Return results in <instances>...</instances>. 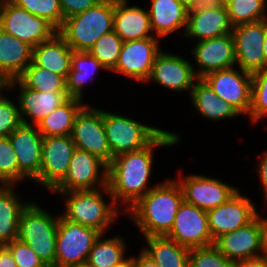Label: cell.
<instances>
[{
	"label": "cell",
	"instance_id": "obj_1",
	"mask_svg": "<svg viewBox=\"0 0 267 267\" xmlns=\"http://www.w3.org/2000/svg\"><path fill=\"white\" fill-rule=\"evenodd\" d=\"M181 137L163 130L148 146L115 156L107 168V186L103 191L117 203L121 200L126 211L153 187H148L153 162V148L173 146L179 143ZM148 187V188H147Z\"/></svg>",
	"mask_w": 267,
	"mask_h": 267
},
{
	"label": "cell",
	"instance_id": "obj_2",
	"mask_svg": "<svg viewBox=\"0 0 267 267\" xmlns=\"http://www.w3.org/2000/svg\"><path fill=\"white\" fill-rule=\"evenodd\" d=\"M183 192L176 180L156 184L127 211L143 236H166L183 202Z\"/></svg>",
	"mask_w": 267,
	"mask_h": 267
},
{
	"label": "cell",
	"instance_id": "obj_3",
	"mask_svg": "<svg viewBox=\"0 0 267 267\" xmlns=\"http://www.w3.org/2000/svg\"><path fill=\"white\" fill-rule=\"evenodd\" d=\"M114 0H101L82 13L64 19L57 33L73 51H88L105 33L113 30Z\"/></svg>",
	"mask_w": 267,
	"mask_h": 267
},
{
	"label": "cell",
	"instance_id": "obj_4",
	"mask_svg": "<svg viewBox=\"0 0 267 267\" xmlns=\"http://www.w3.org/2000/svg\"><path fill=\"white\" fill-rule=\"evenodd\" d=\"M59 216L29 203L21 212L18 239L28 244L46 267H55L56 237Z\"/></svg>",
	"mask_w": 267,
	"mask_h": 267
},
{
	"label": "cell",
	"instance_id": "obj_5",
	"mask_svg": "<svg viewBox=\"0 0 267 267\" xmlns=\"http://www.w3.org/2000/svg\"><path fill=\"white\" fill-rule=\"evenodd\" d=\"M99 188L59 192L65 196L66 209L63 217L82 226L94 228L105 234L119 214L115 202L107 204ZM115 205V206H114Z\"/></svg>",
	"mask_w": 267,
	"mask_h": 267
},
{
	"label": "cell",
	"instance_id": "obj_6",
	"mask_svg": "<svg viewBox=\"0 0 267 267\" xmlns=\"http://www.w3.org/2000/svg\"><path fill=\"white\" fill-rule=\"evenodd\" d=\"M103 126L113 157L145 148L163 131L104 110Z\"/></svg>",
	"mask_w": 267,
	"mask_h": 267
},
{
	"label": "cell",
	"instance_id": "obj_7",
	"mask_svg": "<svg viewBox=\"0 0 267 267\" xmlns=\"http://www.w3.org/2000/svg\"><path fill=\"white\" fill-rule=\"evenodd\" d=\"M0 28L32 47L57 33V29L46 19L29 13L10 0H0Z\"/></svg>",
	"mask_w": 267,
	"mask_h": 267
},
{
	"label": "cell",
	"instance_id": "obj_8",
	"mask_svg": "<svg viewBox=\"0 0 267 267\" xmlns=\"http://www.w3.org/2000/svg\"><path fill=\"white\" fill-rule=\"evenodd\" d=\"M94 228L82 226L59 216L55 267L87 262L94 242L100 236Z\"/></svg>",
	"mask_w": 267,
	"mask_h": 267
},
{
	"label": "cell",
	"instance_id": "obj_9",
	"mask_svg": "<svg viewBox=\"0 0 267 267\" xmlns=\"http://www.w3.org/2000/svg\"><path fill=\"white\" fill-rule=\"evenodd\" d=\"M71 137L77 149L97 156L107 165L114 158L103 126V110L85 105L75 118Z\"/></svg>",
	"mask_w": 267,
	"mask_h": 267
},
{
	"label": "cell",
	"instance_id": "obj_10",
	"mask_svg": "<svg viewBox=\"0 0 267 267\" xmlns=\"http://www.w3.org/2000/svg\"><path fill=\"white\" fill-rule=\"evenodd\" d=\"M75 149L71 135L43 137L40 173L33 181L52 191L66 176Z\"/></svg>",
	"mask_w": 267,
	"mask_h": 267
},
{
	"label": "cell",
	"instance_id": "obj_11",
	"mask_svg": "<svg viewBox=\"0 0 267 267\" xmlns=\"http://www.w3.org/2000/svg\"><path fill=\"white\" fill-rule=\"evenodd\" d=\"M215 94L240 114L249 116L252 95V74L234 67L213 71L202 78Z\"/></svg>",
	"mask_w": 267,
	"mask_h": 267
},
{
	"label": "cell",
	"instance_id": "obj_12",
	"mask_svg": "<svg viewBox=\"0 0 267 267\" xmlns=\"http://www.w3.org/2000/svg\"><path fill=\"white\" fill-rule=\"evenodd\" d=\"M189 249L214 244L209 230L207 211L183 200L174 224L166 235Z\"/></svg>",
	"mask_w": 267,
	"mask_h": 267
},
{
	"label": "cell",
	"instance_id": "obj_13",
	"mask_svg": "<svg viewBox=\"0 0 267 267\" xmlns=\"http://www.w3.org/2000/svg\"><path fill=\"white\" fill-rule=\"evenodd\" d=\"M100 168L103 173L100 175ZM108 165L97 156L86 151L75 149L69 169L64 179L52 190V192H69L79 189L97 188L107 186Z\"/></svg>",
	"mask_w": 267,
	"mask_h": 267
},
{
	"label": "cell",
	"instance_id": "obj_14",
	"mask_svg": "<svg viewBox=\"0 0 267 267\" xmlns=\"http://www.w3.org/2000/svg\"><path fill=\"white\" fill-rule=\"evenodd\" d=\"M178 180L184 201L207 212L224 204L239 191L219 179L204 175H189Z\"/></svg>",
	"mask_w": 267,
	"mask_h": 267
},
{
	"label": "cell",
	"instance_id": "obj_15",
	"mask_svg": "<svg viewBox=\"0 0 267 267\" xmlns=\"http://www.w3.org/2000/svg\"><path fill=\"white\" fill-rule=\"evenodd\" d=\"M266 34V19L233 26L236 64L239 69L251 74L264 70L263 43Z\"/></svg>",
	"mask_w": 267,
	"mask_h": 267
},
{
	"label": "cell",
	"instance_id": "obj_16",
	"mask_svg": "<svg viewBox=\"0 0 267 267\" xmlns=\"http://www.w3.org/2000/svg\"><path fill=\"white\" fill-rule=\"evenodd\" d=\"M156 37L123 42L116 67L112 70L137 81L150 77L156 55L160 52Z\"/></svg>",
	"mask_w": 267,
	"mask_h": 267
},
{
	"label": "cell",
	"instance_id": "obj_17",
	"mask_svg": "<svg viewBox=\"0 0 267 267\" xmlns=\"http://www.w3.org/2000/svg\"><path fill=\"white\" fill-rule=\"evenodd\" d=\"M257 213L251 200L238 191L227 202L207 212L213 241L225 233L249 224L256 218Z\"/></svg>",
	"mask_w": 267,
	"mask_h": 267
},
{
	"label": "cell",
	"instance_id": "obj_18",
	"mask_svg": "<svg viewBox=\"0 0 267 267\" xmlns=\"http://www.w3.org/2000/svg\"><path fill=\"white\" fill-rule=\"evenodd\" d=\"M36 128V129H35ZM18 161V182L40 173L43 136L33 125H19L9 136Z\"/></svg>",
	"mask_w": 267,
	"mask_h": 267
},
{
	"label": "cell",
	"instance_id": "obj_19",
	"mask_svg": "<svg viewBox=\"0 0 267 267\" xmlns=\"http://www.w3.org/2000/svg\"><path fill=\"white\" fill-rule=\"evenodd\" d=\"M195 62L200 70H194L198 78L236 64L235 43L232 34L204 39L197 42L192 50Z\"/></svg>",
	"mask_w": 267,
	"mask_h": 267
},
{
	"label": "cell",
	"instance_id": "obj_20",
	"mask_svg": "<svg viewBox=\"0 0 267 267\" xmlns=\"http://www.w3.org/2000/svg\"><path fill=\"white\" fill-rule=\"evenodd\" d=\"M177 54L160 51L154 60L149 80L174 91H185L194 87V80L199 78L195 74L193 65Z\"/></svg>",
	"mask_w": 267,
	"mask_h": 267
},
{
	"label": "cell",
	"instance_id": "obj_21",
	"mask_svg": "<svg viewBox=\"0 0 267 267\" xmlns=\"http://www.w3.org/2000/svg\"><path fill=\"white\" fill-rule=\"evenodd\" d=\"M18 84L20 92L17 97L22 124L33 125L25 117L37 126L41 120L47 117L57 107L66 102L70 96L67 92H40L28 88L19 78L7 82L8 88L13 89Z\"/></svg>",
	"mask_w": 267,
	"mask_h": 267
},
{
	"label": "cell",
	"instance_id": "obj_22",
	"mask_svg": "<svg viewBox=\"0 0 267 267\" xmlns=\"http://www.w3.org/2000/svg\"><path fill=\"white\" fill-rule=\"evenodd\" d=\"M259 213L249 224L225 233L214 241L221 254L234 263L262 256Z\"/></svg>",
	"mask_w": 267,
	"mask_h": 267
},
{
	"label": "cell",
	"instance_id": "obj_23",
	"mask_svg": "<svg viewBox=\"0 0 267 267\" xmlns=\"http://www.w3.org/2000/svg\"><path fill=\"white\" fill-rule=\"evenodd\" d=\"M127 0H114L113 30L123 42L157 37L152 32L148 10L128 6Z\"/></svg>",
	"mask_w": 267,
	"mask_h": 267
},
{
	"label": "cell",
	"instance_id": "obj_24",
	"mask_svg": "<svg viewBox=\"0 0 267 267\" xmlns=\"http://www.w3.org/2000/svg\"><path fill=\"white\" fill-rule=\"evenodd\" d=\"M232 30L233 25L225 6L206 11L190 10L184 36L196 37L200 41L232 34Z\"/></svg>",
	"mask_w": 267,
	"mask_h": 267
},
{
	"label": "cell",
	"instance_id": "obj_25",
	"mask_svg": "<svg viewBox=\"0 0 267 267\" xmlns=\"http://www.w3.org/2000/svg\"><path fill=\"white\" fill-rule=\"evenodd\" d=\"M33 47L0 28V76L18 79L32 62Z\"/></svg>",
	"mask_w": 267,
	"mask_h": 267
},
{
	"label": "cell",
	"instance_id": "obj_26",
	"mask_svg": "<svg viewBox=\"0 0 267 267\" xmlns=\"http://www.w3.org/2000/svg\"><path fill=\"white\" fill-rule=\"evenodd\" d=\"M72 53L71 47L56 33L49 40L33 47L32 62L36 66L45 68L67 79L71 69Z\"/></svg>",
	"mask_w": 267,
	"mask_h": 267
},
{
	"label": "cell",
	"instance_id": "obj_27",
	"mask_svg": "<svg viewBox=\"0 0 267 267\" xmlns=\"http://www.w3.org/2000/svg\"><path fill=\"white\" fill-rule=\"evenodd\" d=\"M149 12L152 32L157 37L187 27L188 10L178 0H151Z\"/></svg>",
	"mask_w": 267,
	"mask_h": 267
},
{
	"label": "cell",
	"instance_id": "obj_28",
	"mask_svg": "<svg viewBox=\"0 0 267 267\" xmlns=\"http://www.w3.org/2000/svg\"><path fill=\"white\" fill-rule=\"evenodd\" d=\"M14 185H0V246L18 239L21 212L29 202L20 203Z\"/></svg>",
	"mask_w": 267,
	"mask_h": 267
},
{
	"label": "cell",
	"instance_id": "obj_29",
	"mask_svg": "<svg viewBox=\"0 0 267 267\" xmlns=\"http://www.w3.org/2000/svg\"><path fill=\"white\" fill-rule=\"evenodd\" d=\"M190 96L195 109L205 118L215 121L240 115L229 103L219 98L202 78L196 80Z\"/></svg>",
	"mask_w": 267,
	"mask_h": 267
},
{
	"label": "cell",
	"instance_id": "obj_30",
	"mask_svg": "<svg viewBox=\"0 0 267 267\" xmlns=\"http://www.w3.org/2000/svg\"><path fill=\"white\" fill-rule=\"evenodd\" d=\"M144 238L148 246L143 251L159 267H189V248L165 235Z\"/></svg>",
	"mask_w": 267,
	"mask_h": 267
},
{
	"label": "cell",
	"instance_id": "obj_31",
	"mask_svg": "<svg viewBox=\"0 0 267 267\" xmlns=\"http://www.w3.org/2000/svg\"><path fill=\"white\" fill-rule=\"evenodd\" d=\"M86 104L82 99L70 97L36 126L43 137L71 135L77 114Z\"/></svg>",
	"mask_w": 267,
	"mask_h": 267
},
{
	"label": "cell",
	"instance_id": "obj_32",
	"mask_svg": "<svg viewBox=\"0 0 267 267\" xmlns=\"http://www.w3.org/2000/svg\"><path fill=\"white\" fill-rule=\"evenodd\" d=\"M106 68L88 51H73L71 69L67 77V94L70 97L83 99L82 90L87 79H91L97 70Z\"/></svg>",
	"mask_w": 267,
	"mask_h": 267
},
{
	"label": "cell",
	"instance_id": "obj_33",
	"mask_svg": "<svg viewBox=\"0 0 267 267\" xmlns=\"http://www.w3.org/2000/svg\"><path fill=\"white\" fill-rule=\"evenodd\" d=\"M102 234L96 239L90 250L87 264L89 267H112L125 257L124 239L113 237L102 239Z\"/></svg>",
	"mask_w": 267,
	"mask_h": 267
},
{
	"label": "cell",
	"instance_id": "obj_34",
	"mask_svg": "<svg viewBox=\"0 0 267 267\" xmlns=\"http://www.w3.org/2000/svg\"><path fill=\"white\" fill-rule=\"evenodd\" d=\"M19 79L28 87L40 92H67V80L64 76L36 66L33 62Z\"/></svg>",
	"mask_w": 267,
	"mask_h": 267
},
{
	"label": "cell",
	"instance_id": "obj_35",
	"mask_svg": "<svg viewBox=\"0 0 267 267\" xmlns=\"http://www.w3.org/2000/svg\"><path fill=\"white\" fill-rule=\"evenodd\" d=\"M226 8L233 26L267 19L266 0H230Z\"/></svg>",
	"mask_w": 267,
	"mask_h": 267
},
{
	"label": "cell",
	"instance_id": "obj_36",
	"mask_svg": "<svg viewBox=\"0 0 267 267\" xmlns=\"http://www.w3.org/2000/svg\"><path fill=\"white\" fill-rule=\"evenodd\" d=\"M123 46L122 39L114 30L103 34L88 50L107 70L116 67Z\"/></svg>",
	"mask_w": 267,
	"mask_h": 267
},
{
	"label": "cell",
	"instance_id": "obj_37",
	"mask_svg": "<svg viewBox=\"0 0 267 267\" xmlns=\"http://www.w3.org/2000/svg\"><path fill=\"white\" fill-rule=\"evenodd\" d=\"M29 13L46 19L57 30L63 24L64 18L59 0H10Z\"/></svg>",
	"mask_w": 267,
	"mask_h": 267
},
{
	"label": "cell",
	"instance_id": "obj_38",
	"mask_svg": "<svg viewBox=\"0 0 267 267\" xmlns=\"http://www.w3.org/2000/svg\"><path fill=\"white\" fill-rule=\"evenodd\" d=\"M265 115H267V69L252 74L249 118L256 123Z\"/></svg>",
	"mask_w": 267,
	"mask_h": 267
},
{
	"label": "cell",
	"instance_id": "obj_39",
	"mask_svg": "<svg viewBox=\"0 0 267 267\" xmlns=\"http://www.w3.org/2000/svg\"><path fill=\"white\" fill-rule=\"evenodd\" d=\"M0 183L15 185L18 183V161L9 137H0Z\"/></svg>",
	"mask_w": 267,
	"mask_h": 267
},
{
	"label": "cell",
	"instance_id": "obj_40",
	"mask_svg": "<svg viewBox=\"0 0 267 267\" xmlns=\"http://www.w3.org/2000/svg\"><path fill=\"white\" fill-rule=\"evenodd\" d=\"M189 267H234V262L227 259L212 244L205 247L191 248L189 252Z\"/></svg>",
	"mask_w": 267,
	"mask_h": 267
},
{
	"label": "cell",
	"instance_id": "obj_41",
	"mask_svg": "<svg viewBox=\"0 0 267 267\" xmlns=\"http://www.w3.org/2000/svg\"><path fill=\"white\" fill-rule=\"evenodd\" d=\"M8 97L0 98V137H9L22 124L19 107Z\"/></svg>",
	"mask_w": 267,
	"mask_h": 267
},
{
	"label": "cell",
	"instance_id": "obj_42",
	"mask_svg": "<svg viewBox=\"0 0 267 267\" xmlns=\"http://www.w3.org/2000/svg\"><path fill=\"white\" fill-rule=\"evenodd\" d=\"M4 246L11 252L17 267H46L33 249L19 239Z\"/></svg>",
	"mask_w": 267,
	"mask_h": 267
},
{
	"label": "cell",
	"instance_id": "obj_43",
	"mask_svg": "<svg viewBox=\"0 0 267 267\" xmlns=\"http://www.w3.org/2000/svg\"><path fill=\"white\" fill-rule=\"evenodd\" d=\"M100 1L101 0H59L64 19L82 13Z\"/></svg>",
	"mask_w": 267,
	"mask_h": 267
},
{
	"label": "cell",
	"instance_id": "obj_44",
	"mask_svg": "<svg viewBox=\"0 0 267 267\" xmlns=\"http://www.w3.org/2000/svg\"><path fill=\"white\" fill-rule=\"evenodd\" d=\"M234 267H267V257L262 255L255 258L243 259L235 262Z\"/></svg>",
	"mask_w": 267,
	"mask_h": 267
},
{
	"label": "cell",
	"instance_id": "obj_45",
	"mask_svg": "<svg viewBox=\"0 0 267 267\" xmlns=\"http://www.w3.org/2000/svg\"><path fill=\"white\" fill-rule=\"evenodd\" d=\"M258 165V174H260V180L262 182L263 190H264V198L267 201V150L264 153L263 157L260 159Z\"/></svg>",
	"mask_w": 267,
	"mask_h": 267
},
{
	"label": "cell",
	"instance_id": "obj_46",
	"mask_svg": "<svg viewBox=\"0 0 267 267\" xmlns=\"http://www.w3.org/2000/svg\"><path fill=\"white\" fill-rule=\"evenodd\" d=\"M224 7L223 0H197L192 10L206 11Z\"/></svg>",
	"mask_w": 267,
	"mask_h": 267
},
{
	"label": "cell",
	"instance_id": "obj_47",
	"mask_svg": "<svg viewBox=\"0 0 267 267\" xmlns=\"http://www.w3.org/2000/svg\"><path fill=\"white\" fill-rule=\"evenodd\" d=\"M0 267H17L11 252L4 245L0 246Z\"/></svg>",
	"mask_w": 267,
	"mask_h": 267
},
{
	"label": "cell",
	"instance_id": "obj_48",
	"mask_svg": "<svg viewBox=\"0 0 267 267\" xmlns=\"http://www.w3.org/2000/svg\"><path fill=\"white\" fill-rule=\"evenodd\" d=\"M259 227L261 232L262 255L267 257V218L259 215Z\"/></svg>",
	"mask_w": 267,
	"mask_h": 267
},
{
	"label": "cell",
	"instance_id": "obj_49",
	"mask_svg": "<svg viewBox=\"0 0 267 267\" xmlns=\"http://www.w3.org/2000/svg\"><path fill=\"white\" fill-rule=\"evenodd\" d=\"M134 267H159L143 250L134 257Z\"/></svg>",
	"mask_w": 267,
	"mask_h": 267
},
{
	"label": "cell",
	"instance_id": "obj_50",
	"mask_svg": "<svg viewBox=\"0 0 267 267\" xmlns=\"http://www.w3.org/2000/svg\"><path fill=\"white\" fill-rule=\"evenodd\" d=\"M112 267H134V256L123 259L120 263L115 264Z\"/></svg>",
	"mask_w": 267,
	"mask_h": 267
},
{
	"label": "cell",
	"instance_id": "obj_51",
	"mask_svg": "<svg viewBox=\"0 0 267 267\" xmlns=\"http://www.w3.org/2000/svg\"><path fill=\"white\" fill-rule=\"evenodd\" d=\"M188 11L192 10L197 0H178Z\"/></svg>",
	"mask_w": 267,
	"mask_h": 267
},
{
	"label": "cell",
	"instance_id": "obj_52",
	"mask_svg": "<svg viewBox=\"0 0 267 267\" xmlns=\"http://www.w3.org/2000/svg\"><path fill=\"white\" fill-rule=\"evenodd\" d=\"M263 56H264V69H267V19H266V34H265V40L263 43Z\"/></svg>",
	"mask_w": 267,
	"mask_h": 267
},
{
	"label": "cell",
	"instance_id": "obj_53",
	"mask_svg": "<svg viewBox=\"0 0 267 267\" xmlns=\"http://www.w3.org/2000/svg\"><path fill=\"white\" fill-rule=\"evenodd\" d=\"M61 267H89V266L86 262H84V263L66 265V266H61Z\"/></svg>",
	"mask_w": 267,
	"mask_h": 267
},
{
	"label": "cell",
	"instance_id": "obj_54",
	"mask_svg": "<svg viewBox=\"0 0 267 267\" xmlns=\"http://www.w3.org/2000/svg\"><path fill=\"white\" fill-rule=\"evenodd\" d=\"M4 88L7 90H9V88H8V85H7V82L0 88V98L2 97L1 95H3V94H1V92L4 90Z\"/></svg>",
	"mask_w": 267,
	"mask_h": 267
},
{
	"label": "cell",
	"instance_id": "obj_55",
	"mask_svg": "<svg viewBox=\"0 0 267 267\" xmlns=\"http://www.w3.org/2000/svg\"><path fill=\"white\" fill-rule=\"evenodd\" d=\"M6 82L4 79L0 76V88L5 84Z\"/></svg>",
	"mask_w": 267,
	"mask_h": 267
},
{
	"label": "cell",
	"instance_id": "obj_56",
	"mask_svg": "<svg viewBox=\"0 0 267 267\" xmlns=\"http://www.w3.org/2000/svg\"><path fill=\"white\" fill-rule=\"evenodd\" d=\"M223 4L225 7H227L230 4V0H223Z\"/></svg>",
	"mask_w": 267,
	"mask_h": 267
}]
</instances>
